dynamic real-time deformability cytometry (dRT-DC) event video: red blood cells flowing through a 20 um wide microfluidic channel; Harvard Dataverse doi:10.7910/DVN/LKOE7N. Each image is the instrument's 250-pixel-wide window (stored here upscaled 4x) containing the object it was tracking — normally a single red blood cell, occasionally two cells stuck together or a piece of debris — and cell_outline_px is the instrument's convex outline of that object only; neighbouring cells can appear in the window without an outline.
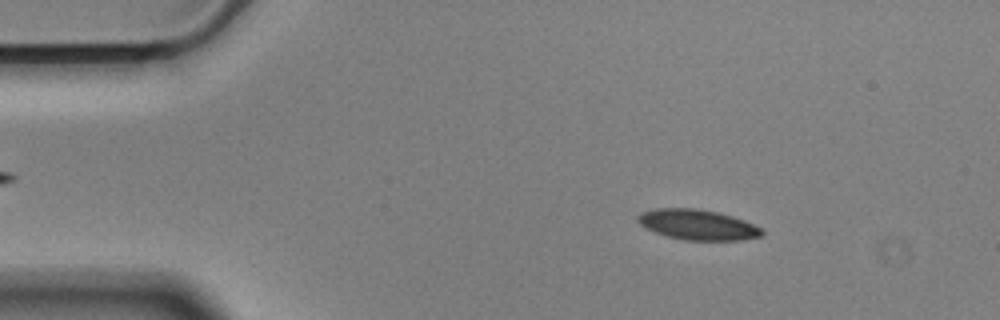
{"species": "Egyptian fruit bat (a non-hibernating species)", "species_latin": "Rousettus aegyptiacus", "temperature_condition": "cold", "stored_images_in_passage": 53, "camera_frame_rate_fps": 3000, "um_per_image_px": 0.085, "animal": {"sex": "male"}, "frame": {"image": 1, "passage_image": 8, "time_ms": 2.333, "image_size_px": [1000, 320], "cell_outline_px": [[764, 232], [760, 236], [740, 240], [684, 240], [668, 236], [656, 232], [640, 224], [636, 220], [640, 212], [656, 208], [696, 208], [720, 212], [744, 220], [760, 228]], "centroid_in_image_um": [59.28, 19.08], "position_along_channel_um": 25.7, "area_um2": 21.79}}
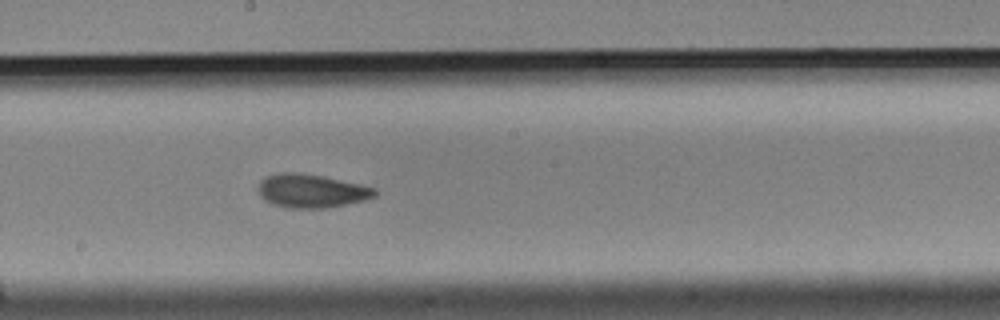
{"frame": {"image": 2, "passage_image": 30, "time_ms": 9.667, "image_size_px": [1000, 320], "cell_outline_px": [[376, 196], [364, 200], [348, 204], [328, 208], [284, 208], [272, 204], [264, 200], [260, 196], [256, 188], [260, 180], [268, 176], [280, 172], [296, 172], [324, 176], [360, 184], [376, 188]], "centroid_in_image_um": [26.44, 16.23], "position_along_channel_um": 221.8, "area_um2": 23.12}}
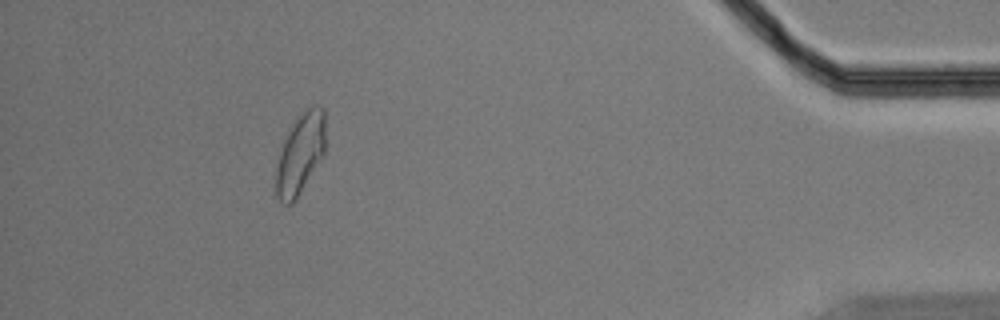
{"frame": {"image": 3, "passage_image": 48, "time_ms": 15.667, "image_size_px": [1000, 320], "cell_outline_px": [[324, 156], [296, 200], [292, 204], [284, 204], [276, 196], [276, 168], [280, 152], [284, 140], [292, 124], [308, 108], [316, 104], [320, 104], [324, 108]], "centroid_in_image_um": [25.54, 13.11], "position_along_channel_um": 409.7, "area_um2": 23.12}, "authors_computed_cell_mechanics": {"area_um2": 22.1374, "velocity_mm_per_s": 3.5101, "shape_relaxation_time_tau1_ms": 3.9004, "shape_relaxation_time_tau2_ms": 2.3467, "deformation_change_tau1": 0.11, "deformation_change_tau2": 0.0658}}